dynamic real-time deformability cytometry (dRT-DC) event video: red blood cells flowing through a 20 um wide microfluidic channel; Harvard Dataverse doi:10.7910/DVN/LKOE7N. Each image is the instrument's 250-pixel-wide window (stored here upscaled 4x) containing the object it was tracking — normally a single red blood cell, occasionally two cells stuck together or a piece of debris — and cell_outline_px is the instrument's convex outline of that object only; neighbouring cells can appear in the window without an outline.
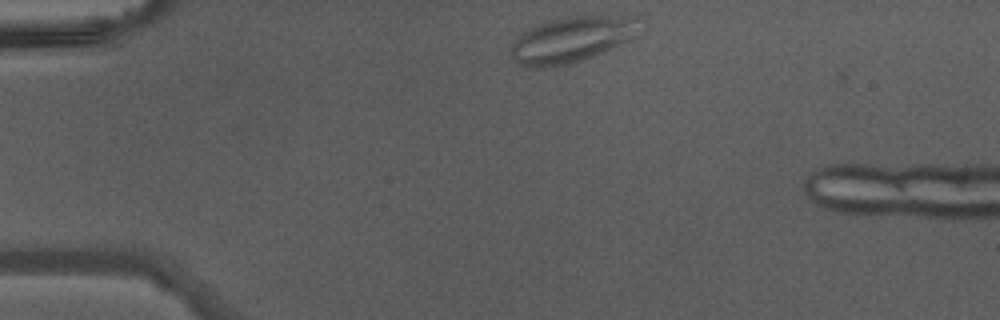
{"species": "Egyptian fruit bat (a non-hibernating species)", "species_latin": "Rousettus aegyptiacus", "temperature_condition": "warm", "stored_images_in_passage": 5, "camera_frame_rate_fps": 3000, "um_per_image_px": 0.085, "animal": {"sex": "male"}, "frame": {"image": 1, "passage_image": 1, "time_ms": 0.0, "image_size_px": [1000, 320], "cell_outline_px": [[640, 36], [592, 56], [568, 64], [544, 68], [528, 68], [520, 64], [508, 52], [512, 44], [528, 28], [548, 20], [560, 16], [592, 12], [636, 16]], "centroid_in_image_um": [48.66, 3.29], "position_along_channel_um": 36.3, "area_um2": 35.49}}